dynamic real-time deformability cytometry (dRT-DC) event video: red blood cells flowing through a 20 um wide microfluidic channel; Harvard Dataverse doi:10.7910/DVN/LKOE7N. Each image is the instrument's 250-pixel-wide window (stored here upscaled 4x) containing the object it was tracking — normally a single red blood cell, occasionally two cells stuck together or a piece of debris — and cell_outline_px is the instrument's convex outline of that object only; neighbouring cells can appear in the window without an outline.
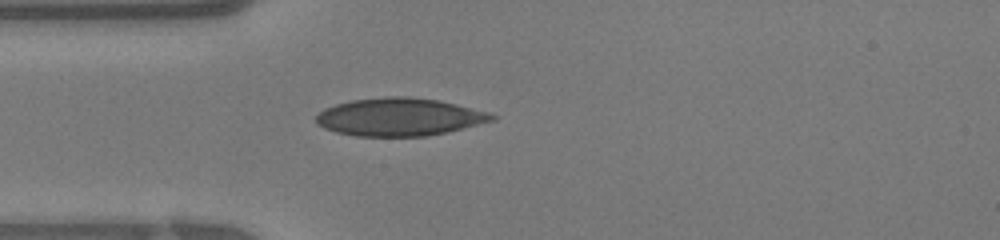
{"species": "human", "species_latin": "Homo sapiens", "temperature_condition": "warm", "stored_images_in_passage": 29, "camera_frame_rate_fps": 3000, "um_per_image_px": 0.085, "donor": {"sex": "female"}, "frame": {"image": 1, "passage_image": 1, "time_ms": 0.0, "image_size_px": [1000, 240], "cell_outline_px": [[496, 120], [448, 132], [424, 136], [356, 136], [336, 132], [324, 128], [316, 124], [316, 116], [324, 108], [336, 104], [352, 100], [388, 96], [408, 96], [440, 100], [492, 112], [496, 116]], "centroid_in_image_um": [33.99, 9.94], "position_along_channel_um": 51.0, "area_um2": 39.07}}
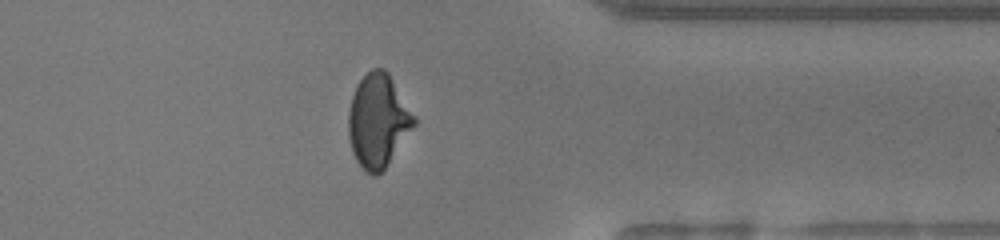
{"frame": {"image": 2, "passage_image": 21, "time_ms": 6.667, "image_size_px": [1000, 240], "cell_outline_px": [[416, 124], [384, 168], [376, 176], [372, 176], [356, 160], [352, 152], [348, 136], [348, 112], [352, 96], [356, 84], [372, 68], [384, 68], [388, 72], [416, 116]], "centroid_in_image_um": [32.13, 10.23], "position_along_channel_um": 379.3, "area_um2": 35.55}}
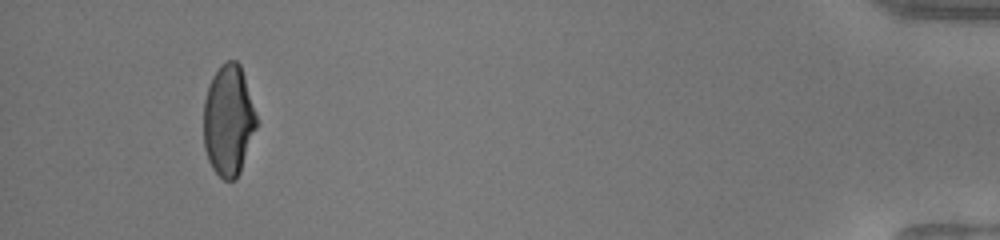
{"frame": {"image": 3, "passage_image": 27, "time_ms": 8.667, "image_size_px": [1000, 240], "cell_outline_px": [[256, 128], [240, 172], [236, 180], [224, 180], [212, 168], [208, 160], [204, 148], [204, 100], [208, 84], [212, 76], [220, 64], [228, 60], [236, 60], [240, 64], [244, 76], [256, 116]], "centroid_in_image_um": [19.4, 10.23], "position_along_channel_um": 415.8, "area_um2": 34.1}}